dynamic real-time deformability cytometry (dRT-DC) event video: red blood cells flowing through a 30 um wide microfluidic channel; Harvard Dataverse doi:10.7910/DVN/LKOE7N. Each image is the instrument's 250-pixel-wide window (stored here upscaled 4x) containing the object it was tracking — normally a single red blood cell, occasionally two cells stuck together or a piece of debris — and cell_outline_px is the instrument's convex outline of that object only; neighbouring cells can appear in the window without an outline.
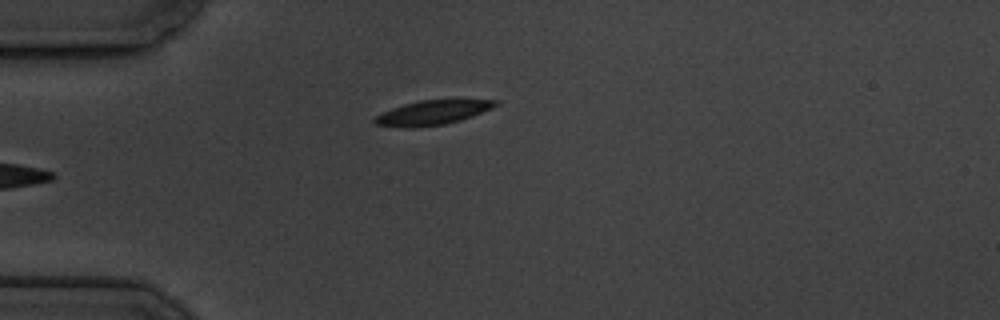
{"species": "common noctule bat (a hibernating species)", "species_latin": "Nyctalus noctula", "temperature_condition": "cold", "stored_images_in_passage": 4, "camera_frame_rate_fps": 3000, "um_per_image_px": 0.085, "animal": {"sex": "male", "body_mass_g": 19.5, "forearm_length_mm": 54.6}, "frame": {"image": 1, "passage_image": 4, "time_ms": 3.333, "image_size_px": [1000, 320], "cell_outline_px": [[500, 100], [496, 104], [472, 116], [460, 120], [444, 124], [408, 128], [376, 124], [372, 120], [376, 116], [392, 108], [404, 104], [420, 100], [460, 96]], "centroid_in_image_um": [36.85, 9.5], "position_along_channel_um": 48.1, "area_um2": 17.8}}